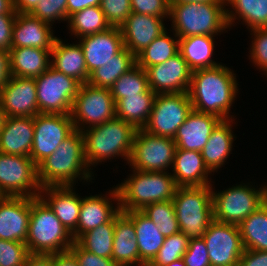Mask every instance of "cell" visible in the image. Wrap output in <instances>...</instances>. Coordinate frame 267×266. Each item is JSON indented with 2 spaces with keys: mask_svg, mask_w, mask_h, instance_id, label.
I'll list each match as a JSON object with an SVG mask.
<instances>
[{
  "mask_svg": "<svg viewBox=\"0 0 267 266\" xmlns=\"http://www.w3.org/2000/svg\"><path fill=\"white\" fill-rule=\"evenodd\" d=\"M1 14H17L14 9L13 0H0V15Z\"/></svg>",
  "mask_w": 267,
  "mask_h": 266,
  "instance_id": "obj_57",
  "label": "cell"
},
{
  "mask_svg": "<svg viewBox=\"0 0 267 266\" xmlns=\"http://www.w3.org/2000/svg\"><path fill=\"white\" fill-rule=\"evenodd\" d=\"M238 266H267V251L245 249Z\"/></svg>",
  "mask_w": 267,
  "mask_h": 266,
  "instance_id": "obj_51",
  "label": "cell"
},
{
  "mask_svg": "<svg viewBox=\"0 0 267 266\" xmlns=\"http://www.w3.org/2000/svg\"><path fill=\"white\" fill-rule=\"evenodd\" d=\"M51 67L76 79L80 84L88 82L89 74L81 45L65 44L56 38L51 50Z\"/></svg>",
  "mask_w": 267,
  "mask_h": 266,
  "instance_id": "obj_28",
  "label": "cell"
},
{
  "mask_svg": "<svg viewBox=\"0 0 267 266\" xmlns=\"http://www.w3.org/2000/svg\"><path fill=\"white\" fill-rule=\"evenodd\" d=\"M0 103L6 117H34L39 114L35 79L11 76L0 90Z\"/></svg>",
  "mask_w": 267,
  "mask_h": 266,
  "instance_id": "obj_17",
  "label": "cell"
},
{
  "mask_svg": "<svg viewBox=\"0 0 267 266\" xmlns=\"http://www.w3.org/2000/svg\"><path fill=\"white\" fill-rule=\"evenodd\" d=\"M192 110L187 92L156 94L149 119L142 129L152 135L173 139Z\"/></svg>",
  "mask_w": 267,
  "mask_h": 266,
  "instance_id": "obj_13",
  "label": "cell"
},
{
  "mask_svg": "<svg viewBox=\"0 0 267 266\" xmlns=\"http://www.w3.org/2000/svg\"><path fill=\"white\" fill-rule=\"evenodd\" d=\"M202 238L211 266H238L245 249L237 225L213 220Z\"/></svg>",
  "mask_w": 267,
  "mask_h": 266,
  "instance_id": "obj_15",
  "label": "cell"
},
{
  "mask_svg": "<svg viewBox=\"0 0 267 266\" xmlns=\"http://www.w3.org/2000/svg\"><path fill=\"white\" fill-rule=\"evenodd\" d=\"M166 266H186V265L184 264V261L182 260V258H180Z\"/></svg>",
  "mask_w": 267,
  "mask_h": 266,
  "instance_id": "obj_60",
  "label": "cell"
},
{
  "mask_svg": "<svg viewBox=\"0 0 267 266\" xmlns=\"http://www.w3.org/2000/svg\"><path fill=\"white\" fill-rule=\"evenodd\" d=\"M156 94L150 90L119 99L115 104L116 117L142 129L150 116Z\"/></svg>",
  "mask_w": 267,
  "mask_h": 266,
  "instance_id": "obj_33",
  "label": "cell"
},
{
  "mask_svg": "<svg viewBox=\"0 0 267 266\" xmlns=\"http://www.w3.org/2000/svg\"><path fill=\"white\" fill-rule=\"evenodd\" d=\"M40 0H13L17 13H31Z\"/></svg>",
  "mask_w": 267,
  "mask_h": 266,
  "instance_id": "obj_56",
  "label": "cell"
},
{
  "mask_svg": "<svg viewBox=\"0 0 267 266\" xmlns=\"http://www.w3.org/2000/svg\"><path fill=\"white\" fill-rule=\"evenodd\" d=\"M244 249L267 251V207L263 204L239 225Z\"/></svg>",
  "mask_w": 267,
  "mask_h": 266,
  "instance_id": "obj_36",
  "label": "cell"
},
{
  "mask_svg": "<svg viewBox=\"0 0 267 266\" xmlns=\"http://www.w3.org/2000/svg\"><path fill=\"white\" fill-rule=\"evenodd\" d=\"M110 198L102 195H94L82 198L77 228L71 233L76 241L83 233L95 229L96 227L108 223L119 211V193L117 187L109 191ZM116 200L117 208L112 201ZM114 207V208H113Z\"/></svg>",
  "mask_w": 267,
  "mask_h": 266,
  "instance_id": "obj_21",
  "label": "cell"
},
{
  "mask_svg": "<svg viewBox=\"0 0 267 266\" xmlns=\"http://www.w3.org/2000/svg\"><path fill=\"white\" fill-rule=\"evenodd\" d=\"M163 17L132 12L120 26L124 47L135 57L166 31Z\"/></svg>",
  "mask_w": 267,
  "mask_h": 266,
  "instance_id": "obj_19",
  "label": "cell"
},
{
  "mask_svg": "<svg viewBox=\"0 0 267 266\" xmlns=\"http://www.w3.org/2000/svg\"><path fill=\"white\" fill-rule=\"evenodd\" d=\"M263 204L267 207V192L265 194V198L263 200Z\"/></svg>",
  "mask_w": 267,
  "mask_h": 266,
  "instance_id": "obj_61",
  "label": "cell"
},
{
  "mask_svg": "<svg viewBox=\"0 0 267 266\" xmlns=\"http://www.w3.org/2000/svg\"><path fill=\"white\" fill-rule=\"evenodd\" d=\"M212 186L177 187L172 203L180 232L202 238L214 220Z\"/></svg>",
  "mask_w": 267,
  "mask_h": 266,
  "instance_id": "obj_7",
  "label": "cell"
},
{
  "mask_svg": "<svg viewBox=\"0 0 267 266\" xmlns=\"http://www.w3.org/2000/svg\"><path fill=\"white\" fill-rule=\"evenodd\" d=\"M48 23L30 13H17L12 34V48L33 47L52 50L55 39Z\"/></svg>",
  "mask_w": 267,
  "mask_h": 266,
  "instance_id": "obj_23",
  "label": "cell"
},
{
  "mask_svg": "<svg viewBox=\"0 0 267 266\" xmlns=\"http://www.w3.org/2000/svg\"><path fill=\"white\" fill-rule=\"evenodd\" d=\"M100 7L111 27H120L132 13L131 0H101Z\"/></svg>",
  "mask_w": 267,
  "mask_h": 266,
  "instance_id": "obj_45",
  "label": "cell"
},
{
  "mask_svg": "<svg viewBox=\"0 0 267 266\" xmlns=\"http://www.w3.org/2000/svg\"><path fill=\"white\" fill-rule=\"evenodd\" d=\"M189 240L181 232L165 237L162 247L147 266H166L182 258L187 251Z\"/></svg>",
  "mask_w": 267,
  "mask_h": 266,
  "instance_id": "obj_42",
  "label": "cell"
},
{
  "mask_svg": "<svg viewBox=\"0 0 267 266\" xmlns=\"http://www.w3.org/2000/svg\"><path fill=\"white\" fill-rule=\"evenodd\" d=\"M220 64L192 71L188 96L193 110L231 120L230 108L238 92L235 74Z\"/></svg>",
  "mask_w": 267,
  "mask_h": 266,
  "instance_id": "obj_1",
  "label": "cell"
},
{
  "mask_svg": "<svg viewBox=\"0 0 267 266\" xmlns=\"http://www.w3.org/2000/svg\"><path fill=\"white\" fill-rule=\"evenodd\" d=\"M72 234L40 198L31 197V214L25 244L30 254H56L73 245Z\"/></svg>",
  "mask_w": 267,
  "mask_h": 266,
  "instance_id": "obj_4",
  "label": "cell"
},
{
  "mask_svg": "<svg viewBox=\"0 0 267 266\" xmlns=\"http://www.w3.org/2000/svg\"><path fill=\"white\" fill-rule=\"evenodd\" d=\"M233 119L222 120L212 131L207 144L203 147L201 154L206 167L214 172L224 165L232 151L234 134L232 131Z\"/></svg>",
  "mask_w": 267,
  "mask_h": 266,
  "instance_id": "obj_31",
  "label": "cell"
},
{
  "mask_svg": "<svg viewBox=\"0 0 267 266\" xmlns=\"http://www.w3.org/2000/svg\"><path fill=\"white\" fill-rule=\"evenodd\" d=\"M115 216L95 229L83 233L76 242L86 251L105 258H112Z\"/></svg>",
  "mask_w": 267,
  "mask_h": 266,
  "instance_id": "obj_38",
  "label": "cell"
},
{
  "mask_svg": "<svg viewBox=\"0 0 267 266\" xmlns=\"http://www.w3.org/2000/svg\"><path fill=\"white\" fill-rule=\"evenodd\" d=\"M17 14L0 15V49L10 51L12 48V34Z\"/></svg>",
  "mask_w": 267,
  "mask_h": 266,
  "instance_id": "obj_50",
  "label": "cell"
},
{
  "mask_svg": "<svg viewBox=\"0 0 267 266\" xmlns=\"http://www.w3.org/2000/svg\"><path fill=\"white\" fill-rule=\"evenodd\" d=\"M70 32L76 38L106 31L111 26L100 6L87 7L72 14L68 19Z\"/></svg>",
  "mask_w": 267,
  "mask_h": 266,
  "instance_id": "obj_39",
  "label": "cell"
},
{
  "mask_svg": "<svg viewBox=\"0 0 267 266\" xmlns=\"http://www.w3.org/2000/svg\"><path fill=\"white\" fill-rule=\"evenodd\" d=\"M112 260L118 266H145L139 258L135 226L121 211L115 215Z\"/></svg>",
  "mask_w": 267,
  "mask_h": 266,
  "instance_id": "obj_27",
  "label": "cell"
},
{
  "mask_svg": "<svg viewBox=\"0 0 267 266\" xmlns=\"http://www.w3.org/2000/svg\"><path fill=\"white\" fill-rule=\"evenodd\" d=\"M221 121L215 115L192 110L173 138L177 149L201 152Z\"/></svg>",
  "mask_w": 267,
  "mask_h": 266,
  "instance_id": "obj_22",
  "label": "cell"
},
{
  "mask_svg": "<svg viewBox=\"0 0 267 266\" xmlns=\"http://www.w3.org/2000/svg\"><path fill=\"white\" fill-rule=\"evenodd\" d=\"M73 190V186L42 187L39 193V197L70 233L77 228L82 201Z\"/></svg>",
  "mask_w": 267,
  "mask_h": 266,
  "instance_id": "obj_24",
  "label": "cell"
},
{
  "mask_svg": "<svg viewBox=\"0 0 267 266\" xmlns=\"http://www.w3.org/2000/svg\"><path fill=\"white\" fill-rule=\"evenodd\" d=\"M38 167L28 156L0 152V196L39 197Z\"/></svg>",
  "mask_w": 267,
  "mask_h": 266,
  "instance_id": "obj_10",
  "label": "cell"
},
{
  "mask_svg": "<svg viewBox=\"0 0 267 266\" xmlns=\"http://www.w3.org/2000/svg\"><path fill=\"white\" fill-rule=\"evenodd\" d=\"M225 2L170 4L172 30L179 38L215 36L228 28Z\"/></svg>",
  "mask_w": 267,
  "mask_h": 266,
  "instance_id": "obj_6",
  "label": "cell"
},
{
  "mask_svg": "<svg viewBox=\"0 0 267 266\" xmlns=\"http://www.w3.org/2000/svg\"><path fill=\"white\" fill-rule=\"evenodd\" d=\"M75 130L71 114L39 113L34 116V138L30 158L38 166L56 151Z\"/></svg>",
  "mask_w": 267,
  "mask_h": 266,
  "instance_id": "obj_14",
  "label": "cell"
},
{
  "mask_svg": "<svg viewBox=\"0 0 267 266\" xmlns=\"http://www.w3.org/2000/svg\"><path fill=\"white\" fill-rule=\"evenodd\" d=\"M255 189L241 184L218 193L212 191L214 220L238 226L263 205L267 186Z\"/></svg>",
  "mask_w": 267,
  "mask_h": 266,
  "instance_id": "obj_8",
  "label": "cell"
},
{
  "mask_svg": "<svg viewBox=\"0 0 267 266\" xmlns=\"http://www.w3.org/2000/svg\"><path fill=\"white\" fill-rule=\"evenodd\" d=\"M167 33V30L164 31L135 57L138 66L146 69L167 61L179 52V37L174 33V39Z\"/></svg>",
  "mask_w": 267,
  "mask_h": 266,
  "instance_id": "obj_37",
  "label": "cell"
},
{
  "mask_svg": "<svg viewBox=\"0 0 267 266\" xmlns=\"http://www.w3.org/2000/svg\"><path fill=\"white\" fill-rule=\"evenodd\" d=\"M133 171L129 178L116 186L121 212L142 210L151 203L173 200L178 186L171 173Z\"/></svg>",
  "mask_w": 267,
  "mask_h": 266,
  "instance_id": "obj_5",
  "label": "cell"
},
{
  "mask_svg": "<svg viewBox=\"0 0 267 266\" xmlns=\"http://www.w3.org/2000/svg\"><path fill=\"white\" fill-rule=\"evenodd\" d=\"M11 76L9 51L0 49V90L8 83Z\"/></svg>",
  "mask_w": 267,
  "mask_h": 266,
  "instance_id": "obj_52",
  "label": "cell"
},
{
  "mask_svg": "<svg viewBox=\"0 0 267 266\" xmlns=\"http://www.w3.org/2000/svg\"><path fill=\"white\" fill-rule=\"evenodd\" d=\"M182 260L186 266H211L204 239H190Z\"/></svg>",
  "mask_w": 267,
  "mask_h": 266,
  "instance_id": "obj_47",
  "label": "cell"
},
{
  "mask_svg": "<svg viewBox=\"0 0 267 266\" xmlns=\"http://www.w3.org/2000/svg\"><path fill=\"white\" fill-rule=\"evenodd\" d=\"M141 211L151 219L164 237L180 232L172 200L148 204Z\"/></svg>",
  "mask_w": 267,
  "mask_h": 266,
  "instance_id": "obj_41",
  "label": "cell"
},
{
  "mask_svg": "<svg viewBox=\"0 0 267 266\" xmlns=\"http://www.w3.org/2000/svg\"><path fill=\"white\" fill-rule=\"evenodd\" d=\"M101 0H67V15L69 17L87 7L100 6Z\"/></svg>",
  "mask_w": 267,
  "mask_h": 266,
  "instance_id": "obj_54",
  "label": "cell"
},
{
  "mask_svg": "<svg viewBox=\"0 0 267 266\" xmlns=\"http://www.w3.org/2000/svg\"><path fill=\"white\" fill-rule=\"evenodd\" d=\"M207 2H225V0H169L170 4H177V3H207Z\"/></svg>",
  "mask_w": 267,
  "mask_h": 266,
  "instance_id": "obj_58",
  "label": "cell"
},
{
  "mask_svg": "<svg viewBox=\"0 0 267 266\" xmlns=\"http://www.w3.org/2000/svg\"><path fill=\"white\" fill-rule=\"evenodd\" d=\"M5 118H6V115H5V112L1 106V103H0V130L2 129V126L4 124V121H5Z\"/></svg>",
  "mask_w": 267,
  "mask_h": 266,
  "instance_id": "obj_59",
  "label": "cell"
},
{
  "mask_svg": "<svg viewBox=\"0 0 267 266\" xmlns=\"http://www.w3.org/2000/svg\"><path fill=\"white\" fill-rule=\"evenodd\" d=\"M52 266H80L75 255L70 251L52 254Z\"/></svg>",
  "mask_w": 267,
  "mask_h": 266,
  "instance_id": "obj_53",
  "label": "cell"
},
{
  "mask_svg": "<svg viewBox=\"0 0 267 266\" xmlns=\"http://www.w3.org/2000/svg\"><path fill=\"white\" fill-rule=\"evenodd\" d=\"M31 197L0 196V239L26 242Z\"/></svg>",
  "mask_w": 267,
  "mask_h": 266,
  "instance_id": "obj_18",
  "label": "cell"
},
{
  "mask_svg": "<svg viewBox=\"0 0 267 266\" xmlns=\"http://www.w3.org/2000/svg\"><path fill=\"white\" fill-rule=\"evenodd\" d=\"M225 4L231 5L235 11L226 9L228 27L233 26L239 15L250 30L267 28V0H225Z\"/></svg>",
  "mask_w": 267,
  "mask_h": 266,
  "instance_id": "obj_34",
  "label": "cell"
},
{
  "mask_svg": "<svg viewBox=\"0 0 267 266\" xmlns=\"http://www.w3.org/2000/svg\"><path fill=\"white\" fill-rule=\"evenodd\" d=\"M134 224L140 261L147 266L162 247L165 237L141 210L123 212Z\"/></svg>",
  "mask_w": 267,
  "mask_h": 266,
  "instance_id": "obj_29",
  "label": "cell"
},
{
  "mask_svg": "<svg viewBox=\"0 0 267 266\" xmlns=\"http://www.w3.org/2000/svg\"><path fill=\"white\" fill-rule=\"evenodd\" d=\"M30 14L50 25L55 20L68 21L67 0H40Z\"/></svg>",
  "mask_w": 267,
  "mask_h": 266,
  "instance_id": "obj_43",
  "label": "cell"
},
{
  "mask_svg": "<svg viewBox=\"0 0 267 266\" xmlns=\"http://www.w3.org/2000/svg\"><path fill=\"white\" fill-rule=\"evenodd\" d=\"M29 255L25 243L0 239V266H24Z\"/></svg>",
  "mask_w": 267,
  "mask_h": 266,
  "instance_id": "obj_44",
  "label": "cell"
},
{
  "mask_svg": "<svg viewBox=\"0 0 267 266\" xmlns=\"http://www.w3.org/2000/svg\"><path fill=\"white\" fill-rule=\"evenodd\" d=\"M131 10L139 14L169 17V0H131Z\"/></svg>",
  "mask_w": 267,
  "mask_h": 266,
  "instance_id": "obj_48",
  "label": "cell"
},
{
  "mask_svg": "<svg viewBox=\"0 0 267 266\" xmlns=\"http://www.w3.org/2000/svg\"><path fill=\"white\" fill-rule=\"evenodd\" d=\"M176 149L172 138L137 129L128 163L134 170L166 172L173 165Z\"/></svg>",
  "mask_w": 267,
  "mask_h": 266,
  "instance_id": "obj_12",
  "label": "cell"
},
{
  "mask_svg": "<svg viewBox=\"0 0 267 266\" xmlns=\"http://www.w3.org/2000/svg\"><path fill=\"white\" fill-rule=\"evenodd\" d=\"M34 117H6L0 130V152L30 157Z\"/></svg>",
  "mask_w": 267,
  "mask_h": 266,
  "instance_id": "obj_25",
  "label": "cell"
},
{
  "mask_svg": "<svg viewBox=\"0 0 267 266\" xmlns=\"http://www.w3.org/2000/svg\"><path fill=\"white\" fill-rule=\"evenodd\" d=\"M80 266H118L112 258H105L84 250L76 241L69 249Z\"/></svg>",
  "mask_w": 267,
  "mask_h": 266,
  "instance_id": "obj_49",
  "label": "cell"
},
{
  "mask_svg": "<svg viewBox=\"0 0 267 266\" xmlns=\"http://www.w3.org/2000/svg\"><path fill=\"white\" fill-rule=\"evenodd\" d=\"M149 88L155 94L188 92L192 70L178 52L167 61L147 67Z\"/></svg>",
  "mask_w": 267,
  "mask_h": 266,
  "instance_id": "obj_16",
  "label": "cell"
},
{
  "mask_svg": "<svg viewBox=\"0 0 267 266\" xmlns=\"http://www.w3.org/2000/svg\"><path fill=\"white\" fill-rule=\"evenodd\" d=\"M37 167L41 187L73 186L77 177L90 182L92 172L85 158L82 132L75 129Z\"/></svg>",
  "mask_w": 267,
  "mask_h": 266,
  "instance_id": "obj_2",
  "label": "cell"
},
{
  "mask_svg": "<svg viewBox=\"0 0 267 266\" xmlns=\"http://www.w3.org/2000/svg\"><path fill=\"white\" fill-rule=\"evenodd\" d=\"M39 113L71 114L80 83L50 67L34 78Z\"/></svg>",
  "mask_w": 267,
  "mask_h": 266,
  "instance_id": "obj_9",
  "label": "cell"
},
{
  "mask_svg": "<svg viewBox=\"0 0 267 266\" xmlns=\"http://www.w3.org/2000/svg\"><path fill=\"white\" fill-rule=\"evenodd\" d=\"M172 169L178 187L212 185L208 179L211 172L199 151L176 149Z\"/></svg>",
  "mask_w": 267,
  "mask_h": 266,
  "instance_id": "obj_26",
  "label": "cell"
},
{
  "mask_svg": "<svg viewBox=\"0 0 267 266\" xmlns=\"http://www.w3.org/2000/svg\"><path fill=\"white\" fill-rule=\"evenodd\" d=\"M110 90L116 103L119 99L149 92L151 89L145 69L135 64L114 82Z\"/></svg>",
  "mask_w": 267,
  "mask_h": 266,
  "instance_id": "obj_40",
  "label": "cell"
},
{
  "mask_svg": "<svg viewBox=\"0 0 267 266\" xmlns=\"http://www.w3.org/2000/svg\"><path fill=\"white\" fill-rule=\"evenodd\" d=\"M215 36L193 35L179 38V52L192 71L220 65L211 59Z\"/></svg>",
  "mask_w": 267,
  "mask_h": 266,
  "instance_id": "obj_32",
  "label": "cell"
},
{
  "mask_svg": "<svg viewBox=\"0 0 267 266\" xmlns=\"http://www.w3.org/2000/svg\"><path fill=\"white\" fill-rule=\"evenodd\" d=\"M136 131L132 124L117 117L86 128L82 135L88 166L116 156L129 161Z\"/></svg>",
  "mask_w": 267,
  "mask_h": 266,
  "instance_id": "obj_3",
  "label": "cell"
},
{
  "mask_svg": "<svg viewBox=\"0 0 267 266\" xmlns=\"http://www.w3.org/2000/svg\"><path fill=\"white\" fill-rule=\"evenodd\" d=\"M135 64V56L124 47L108 63L95 69L89 75L87 83L94 87L110 89L114 82Z\"/></svg>",
  "mask_w": 267,
  "mask_h": 266,
  "instance_id": "obj_35",
  "label": "cell"
},
{
  "mask_svg": "<svg viewBox=\"0 0 267 266\" xmlns=\"http://www.w3.org/2000/svg\"><path fill=\"white\" fill-rule=\"evenodd\" d=\"M24 266H52V254H30Z\"/></svg>",
  "mask_w": 267,
  "mask_h": 266,
  "instance_id": "obj_55",
  "label": "cell"
},
{
  "mask_svg": "<svg viewBox=\"0 0 267 266\" xmlns=\"http://www.w3.org/2000/svg\"><path fill=\"white\" fill-rule=\"evenodd\" d=\"M9 57L11 74L16 77L36 78L51 67V50L11 48Z\"/></svg>",
  "mask_w": 267,
  "mask_h": 266,
  "instance_id": "obj_30",
  "label": "cell"
},
{
  "mask_svg": "<svg viewBox=\"0 0 267 266\" xmlns=\"http://www.w3.org/2000/svg\"><path fill=\"white\" fill-rule=\"evenodd\" d=\"M254 35L250 56L255 66L263 70L267 75V28L251 30Z\"/></svg>",
  "mask_w": 267,
  "mask_h": 266,
  "instance_id": "obj_46",
  "label": "cell"
},
{
  "mask_svg": "<svg viewBox=\"0 0 267 266\" xmlns=\"http://www.w3.org/2000/svg\"><path fill=\"white\" fill-rule=\"evenodd\" d=\"M115 106L110 89L81 84L71 111L74 128L82 132L86 127L100 125L115 118Z\"/></svg>",
  "mask_w": 267,
  "mask_h": 266,
  "instance_id": "obj_11",
  "label": "cell"
},
{
  "mask_svg": "<svg viewBox=\"0 0 267 266\" xmlns=\"http://www.w3.org/2000/svg\"><path fill=\"white\" fill-rule=\"evenodd\" d=\"M88 74L108 63L124 48L120 27H110L106 31L79 38Z\"/></svg>",
  "mask_w": 267,
  "mask_h": 266,
  "instance_id": "obj_20",
  "label": "cell"
}]
</instances>
